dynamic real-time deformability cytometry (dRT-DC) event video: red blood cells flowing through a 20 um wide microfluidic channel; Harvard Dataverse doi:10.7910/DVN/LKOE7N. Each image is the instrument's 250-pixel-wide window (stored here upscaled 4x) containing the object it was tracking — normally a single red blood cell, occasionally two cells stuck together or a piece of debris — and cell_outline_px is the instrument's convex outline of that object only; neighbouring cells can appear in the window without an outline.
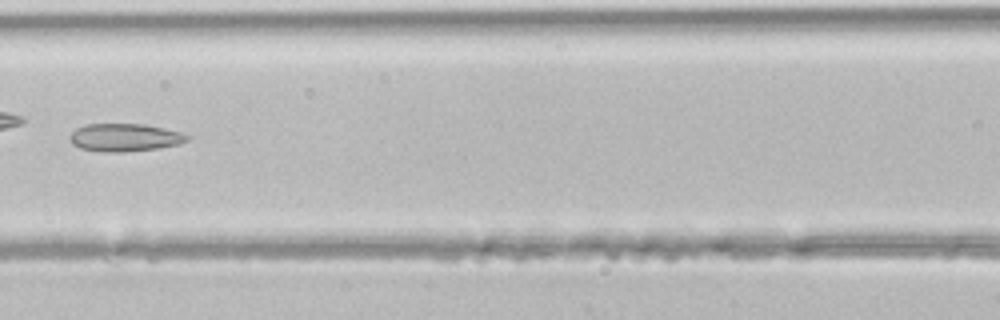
{"species": "common noctule bat (a hibernating species)", "species_latin": "Nyctalus noctula", "temperature_condition": "room temperature", "stored_images_in_passage": 41, "camera_frame_rate_fps": 3000, "um_per_image_px": 0.085, "animal": {"sex": "male", "body_mass_g": 21.5, "forearm_length_mm": 52.0}, "frame": {"image": 1, "passage_image": 18, "time_ms": 5.667, "image_size_px": [1000, 320], "cell_outline_px": [[192, 136], [188, 140], [180, 144], [156, 148], [124, 152], [100, 152], [80, 148], [72, 144], [68, 140], [68, 136], [76, 128], [84, 124], [144, 124], [164, 128], [180, 132]], "centroid_in_image_um": [10.57, 11.68], "position_along_channel_um": 156.0, "area_um2": 19.25}}